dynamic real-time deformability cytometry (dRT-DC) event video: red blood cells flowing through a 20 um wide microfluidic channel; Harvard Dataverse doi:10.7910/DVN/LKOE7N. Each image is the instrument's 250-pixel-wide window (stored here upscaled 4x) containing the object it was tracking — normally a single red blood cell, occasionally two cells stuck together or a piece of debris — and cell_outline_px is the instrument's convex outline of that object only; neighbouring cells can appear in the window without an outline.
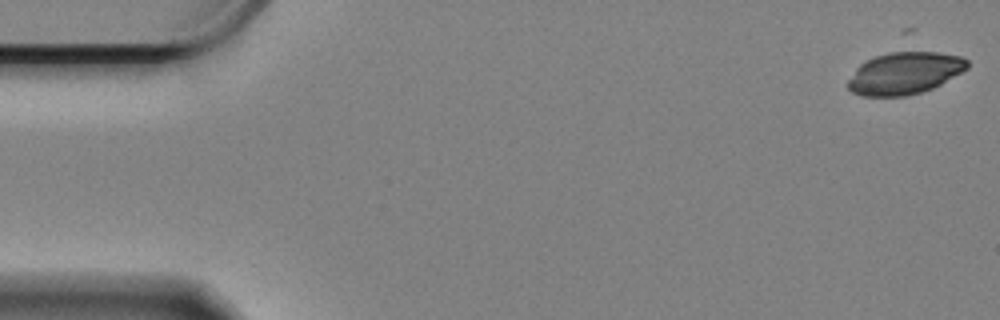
{"species": "Egyptian fruit bat (a non-hibernating species)", "species_latin": "Rousettus aegyptiacus", "temperature_condition": "cold", "stored_images_in_passage": 43, "camera_frame_rate_fps": 3000, "um_per_image_px": 0.085, "animal": {"sex": "female"}, "frame": {"image": 1, "passage_image": 1, "time_ms": 0.0, "image_size_px": [1000, 320], "cell_outline_px": [[968, 68], [940, 84], [932, 88], [908, 96], [860, 96], [852, 92], [848, 88], [848, 80], [856, 68], [864, 60], [900, 48], [908, 48], [936, 52], [960, 56], [968, 60]], "centroid_in_image_um": [76.87, 6.17], "position_along_channel_um": 8.1, "area_um2": 30.0}}
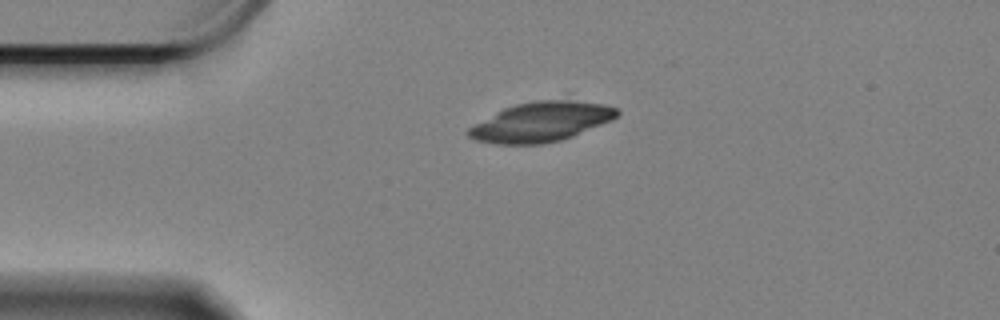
{"frame": {"image": 2, "passage_image": 13, "time_ms": 4.0, "image_size_px": [1000, 320], "cell_outline_px": [[620, 112], [612, 120], [572, 136], [560, 140], [540, 144], [496, 144], [476, 140], [468, 136], [464, 132], [472, 124], [504, 108], [516, 104], [536, 100], [572, 100], [604, 104], [616, 108]], "centroid_in_image_um": [45.95, 10.36], "position_along_channel_um": 39.1, "area_um2": 34.22}}
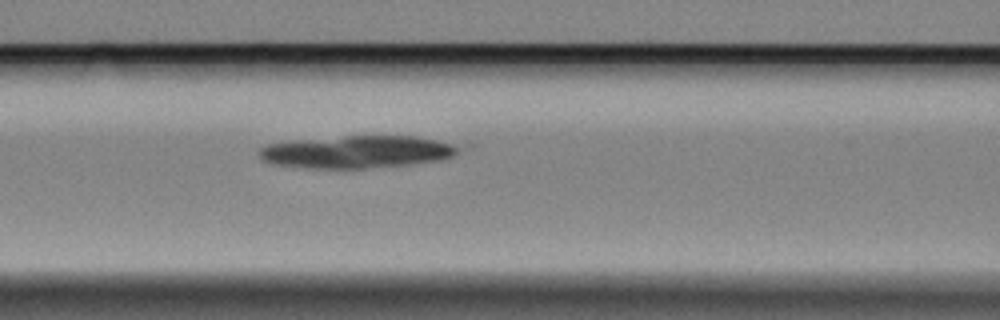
{"frame": {"image": 3, "passage_image": 24, "time_ms": 7.667, "image_size_px": [1000, 320], "cell_outline_px": [[476, 144], [452, 156], [440, 160], [408, 164], [364, 168], [308, 168], [272, 164], [264, 160], [260, 156], [260, 148], [268, 144], [288, 140], [344, 136], [416, 136]], "centroid_in_image_um": [30.57, 12.88], "position_along_channel_um": 136.0, "area_um2": 38.78}}